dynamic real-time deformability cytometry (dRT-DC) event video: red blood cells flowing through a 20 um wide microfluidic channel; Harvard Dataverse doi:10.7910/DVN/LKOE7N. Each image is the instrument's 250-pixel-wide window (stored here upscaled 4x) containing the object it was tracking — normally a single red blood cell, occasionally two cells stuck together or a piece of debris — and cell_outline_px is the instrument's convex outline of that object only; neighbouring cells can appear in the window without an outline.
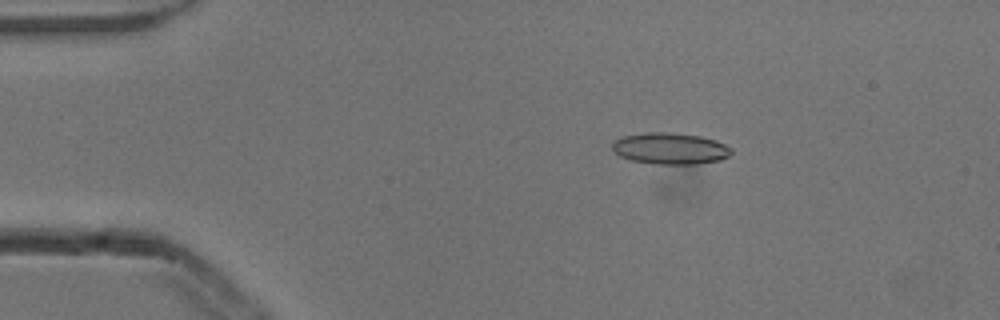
{"species": "common noctule bat (a hibernating species)", "species_latin": "Nyctalus noctula", "temperature_condition": "cold", "stored_images_in_passage": 5, "camera_frame_rate_fps": 3000, "um_per_image_px": 0.085, "animal": {"sex": "male", "body_mass_g": 13.3}, "frame": {"image": 1, "passage_image": 2, "time_ms": 0.333, "image_size_px": [1000, 320], "cell_outline_px": [[732, 152], [728, 156], [720, 160], [696, 164], [656, 164], [632, 160], [620, 156], [612, 148], [612, 144], [616, 140], [624, 136], [648, 132], [668, 132], [700, 136], [716, 140], [732, 148]], "centroid_in_image_um": [56.99, 12.62], "position_along_channel_um": 28.0, "area_um2": 21.68}}
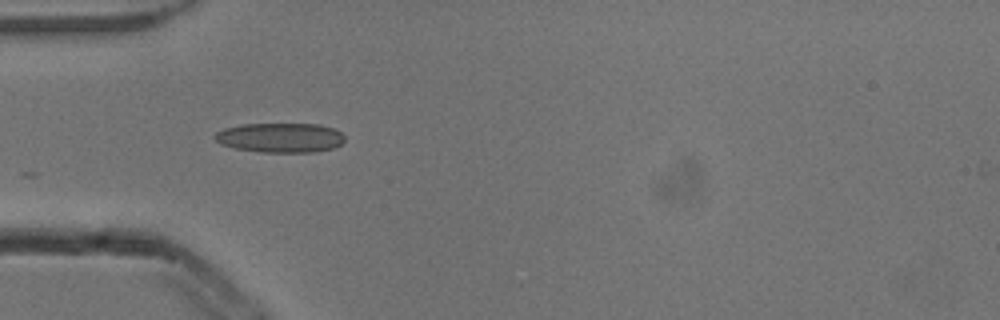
{"frame": {"image": 2, "passage_image": 4, "time_ms": 1.0, "image_size_px": [1000, 320], "cell_outline_px": [[344, 140], [336, 148], [316, 152], [260, 152], [236, 148], [220, 144], [212, 136], [216, 132], [224, 128], [240, 124], [320, 124], [332, 128], [340, 132], [344, 136]], "centroid_in_image_um": [23.82, 11.7], "position_along_channel_um": 61.2, "area_um2": 22.54}}
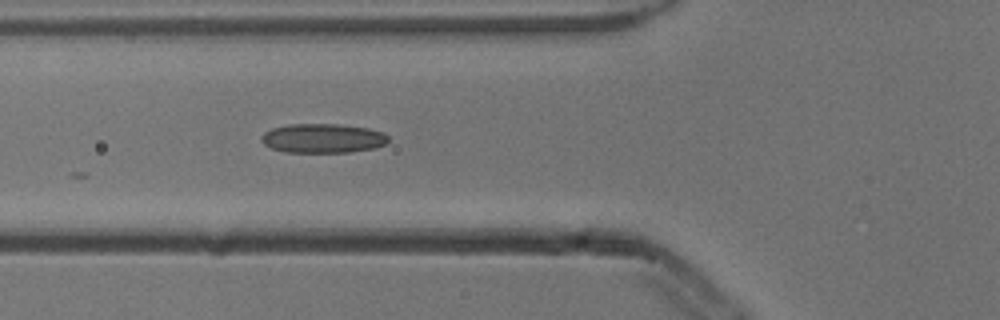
{"frame": {"image": 3, "passage_image": 5, "time_ms": 1.333, "image_size_px": [1000, 320], "cell_outline_px": [[388, 140], [384, 144], [376, 148], [348, 152], [284, 152], [272, 148], [264, 144], [260, 140], [260, 136], [264, 132], [272, 128], [288, 124], [336, 124], [368, 128], [384, 132], [388, 136]], "centroid_in_image_um": [27.42, 11.75], "position_along_channel_um": 98.4, "area_um2": 21.73}}